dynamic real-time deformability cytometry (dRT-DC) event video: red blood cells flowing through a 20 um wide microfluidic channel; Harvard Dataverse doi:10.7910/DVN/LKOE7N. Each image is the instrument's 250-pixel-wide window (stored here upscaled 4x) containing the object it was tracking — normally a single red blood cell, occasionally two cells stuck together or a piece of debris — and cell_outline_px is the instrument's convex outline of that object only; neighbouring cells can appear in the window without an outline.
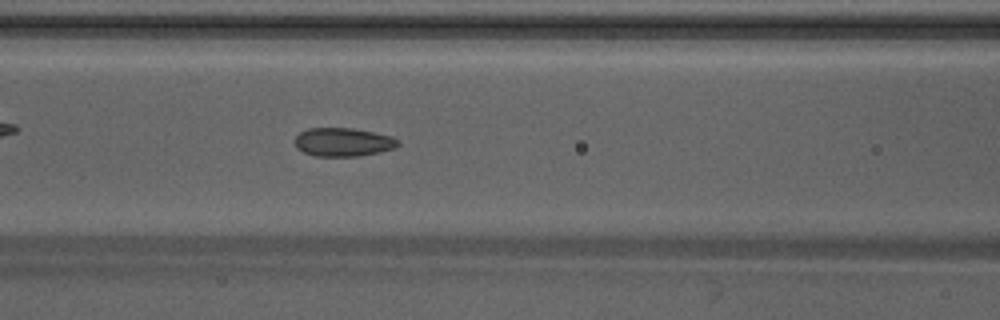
{"species": "Egyptian fruit bat (a non-hibernating species)", "species_latin": "Rousettus aegyptiacus", "temperature_condition": "warm", "stored_images_in_passage": 48, "camera_frame_rate_fps": 3000, "um_per_image_px": 0.085, "animal": {"sex": "male"}, "frame": {"image": 1, "passage_image": 21, "time_ms": 6.667, "image_size_px": [1000, 320], "cell_outline_px": [[400, 144], [392, 148], [380, 152], [360, 156], [316, 156], [304, 152], [296, 148], [292, 140], [300, 132], [308, 128], [352, 128], [392, 136], [400, 140]], "centroid_in_image_um": [29.14, 12.08], "position_along_channel_um": 137.5, "area_um2": 17.28}}
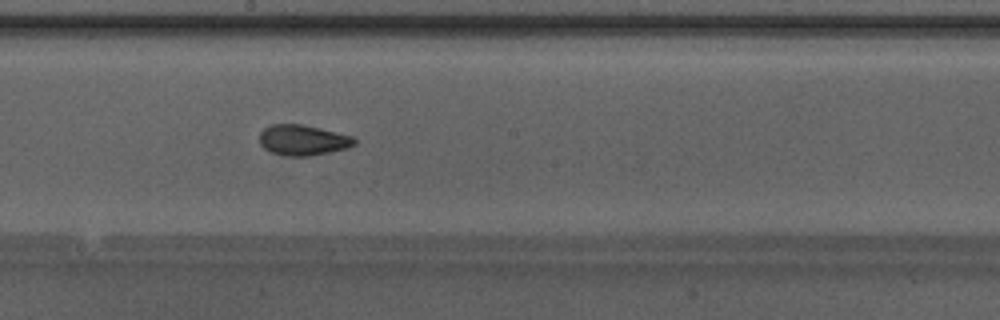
{"frame": {"image": 2, "passage_image": 27, "time_ms": 8.667, "image_size_px": [1000, 320], "cell_outline_px": [[356, 144], [348, 148], [308, 156], [284, 156], [272, 152], [264, 148], [260, 144], [260, 132], [264, 128], [272, 124], [300, 124], [320, 128], [352, 136], [356, 140]], "centroid_in_image_um": [25.74, 11.91], "position_along_channel_um": 222.5, "area_um2": 16.82}}
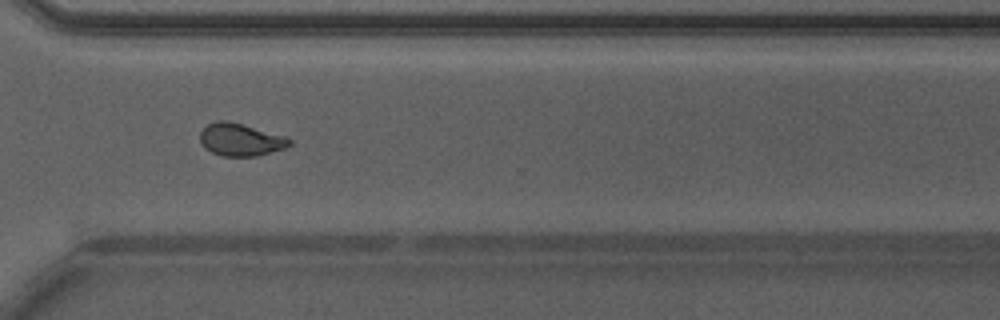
{"frame": {"image": 3, "passage_image": 36, "time_ms": 11.667, "image_size_px": [1000, 320], "cell_outline_px": [[292, 144], [284, 148], [256, 156], [220, 156], [204, 148], [200, 140], [200, 132], [208, 124], [216, 120], [228, 120], [284, 136], [292, 140]], "centroid_in_image_um": [20.42, 11.87], "position_along_channel_um": 350.2, "area_um2": 16.88}, "authors_computed_cell_mechanics": {"area_um2": 17.1955, "velocity_mm_per_s": 4.2623, "shape_relaxation_time_tau1_ms": null, "shape_relaxation_time_tau2_ms": 1.0994, "deformation_change_tau1": null, "deformation_change_tau2": 0.0612}}